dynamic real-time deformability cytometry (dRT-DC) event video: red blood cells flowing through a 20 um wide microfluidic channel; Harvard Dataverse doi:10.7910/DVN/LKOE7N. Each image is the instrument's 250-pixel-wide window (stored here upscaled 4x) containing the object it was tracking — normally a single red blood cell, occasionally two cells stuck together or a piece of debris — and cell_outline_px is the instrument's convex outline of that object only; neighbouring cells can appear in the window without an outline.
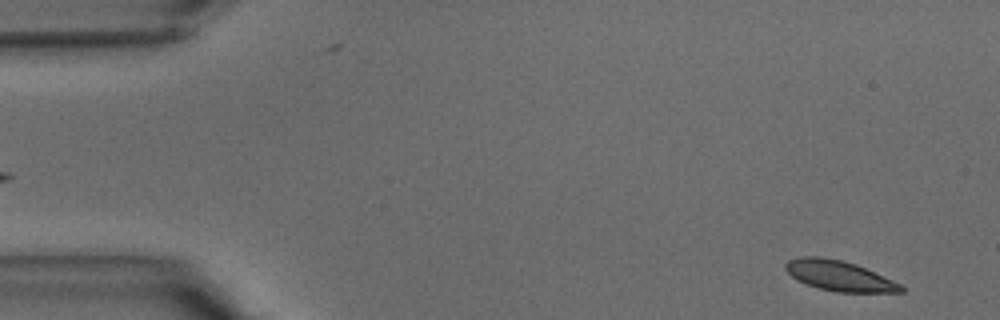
{"species": "common noctule bat (a hibernating species)", "species_latin": "Nyctalus noctula", "temperature_condition": "warm", "stored_images_in_passage": 40, "camera_frame_rate_fps": 3000, "um_per_image_px": 0.085, "animal": {"sex": "male", "body_mass_g": 15.6}, "frame": {"image": 1, "passage_image": 3, "time_ms": 0.667, "image_size_px": [1000, 320], "cell_outline_px": [[904, 292], [836, 292], [820, 288], [796, 280], [784, 268], [784, 264], [788, 260], [800, 256], [820, 256], [844, 260], [856, 264], [900, 284], [904, 288]], "centroid_in_image_um": [71.29, 23.42], "position_along_channel_um": 13.7, "area_um2": 20.23}}
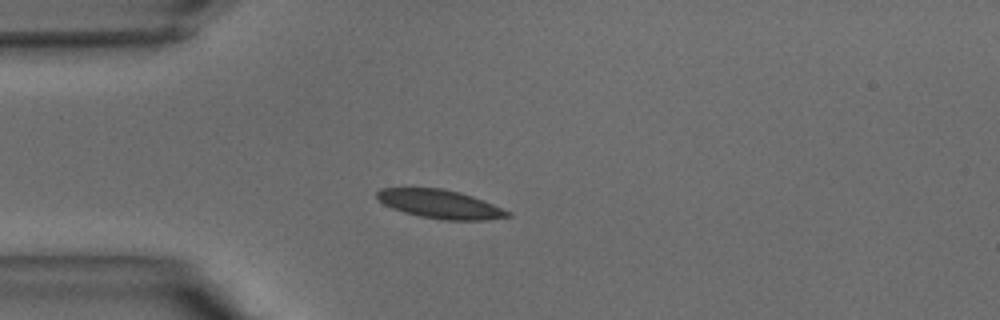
{"frame": {"image": 2, "passage_image": 11, "time_ms": 3.333, "image_size_px": [1000, 320], "cell_outline_px": [[512, 216], [484, 220], [444, 220], [420, 216], [404, 212], [392, 208], [384, 204], [376, 196], [376, 192], [380, 188], [440, 188], [460, 192], [472, 196], [492, 204], [508, 212]], "centroid_in_image_um": [37.37, 17.34], "position_along_channel_um": 47.6, "area_um2": 21.5}}
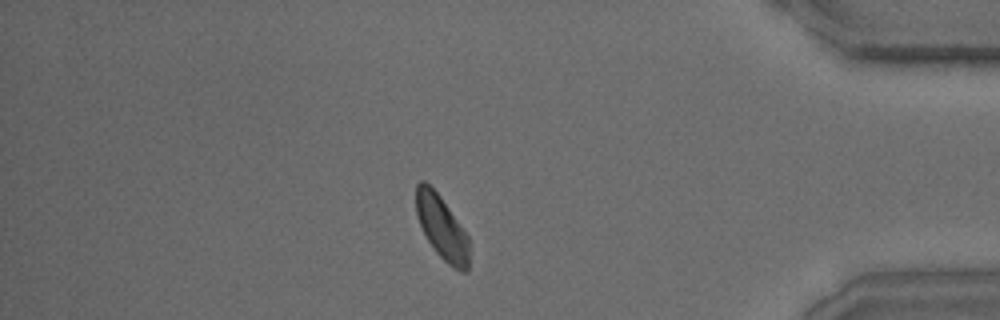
{"frame": {"image": 3, "passage_image": 35, "time_ms": 11.333, "image_size_px": [1000, 320], "cell_outline_px": [[468, 272], [460, 272], [448, 264], [436, 252], [428, 240], [416, 216], [416, 184], [420, 180], [424, 180], [440, 196], [468, 236]], "centroid_in_image_um": [37.54, 19.34], "position_along_channel_um": 397.7, "area_um2": 19.42}}